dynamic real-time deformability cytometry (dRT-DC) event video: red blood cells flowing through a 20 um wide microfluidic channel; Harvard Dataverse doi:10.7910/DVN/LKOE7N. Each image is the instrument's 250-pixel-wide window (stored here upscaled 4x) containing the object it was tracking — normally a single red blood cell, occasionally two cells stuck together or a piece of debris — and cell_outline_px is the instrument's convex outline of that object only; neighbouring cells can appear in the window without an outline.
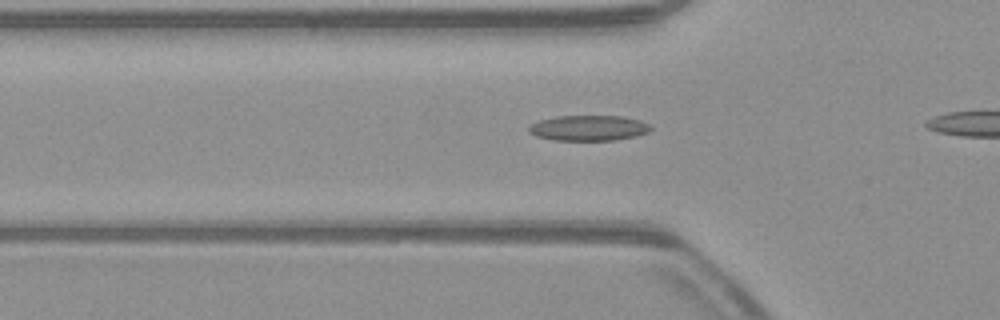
{"species": "common noctule bat (a hibernating species)", "species_latin": "Nyctalus noctula", "temperature_condition": "warm", "stored_images_in_passage": 26, "camera_frame_rate_fps": 3000, "um_per_image_px": 0.085, "animal": {"sex": "male", "body_mass_g": 23.1, "forearm_length_mm": 52.7}, "frame": {"image": 1, "passage_image": 5, "time_ms": 1.333, "image_size_px": [1000, 320], "cell_outline_px": [[652, 128], [648, 132], [636, 136], [616, 140], [556, 140], [536, 136], [528, 132], [528, 128], [532, 124], [540, 120], [556, 116], [624, 116], [640, 120], [648, 124]], "centroid_in_image_um": [50.05, 10.88], "position_along_channel_um": 75.8, "area_um2": 18.03}}
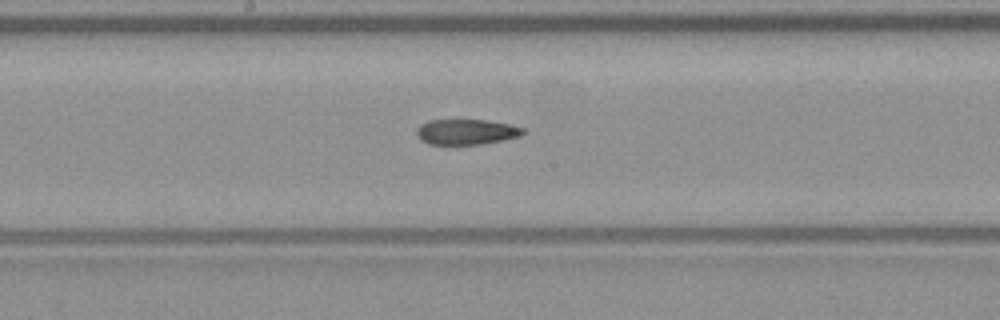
{"frame": {"image": 2, "passage_image": 15, "time_ms": 4.667, "image_size_px": [1000, 320], "cell_outline_px": [[528, 132], [520, 136], [504, 140], [484, 144], [428, 144], [420, 140], [416, 132], [416, 128], [420, 124], [428, 120], [488, 120], [512, 124], [524, 128]], "centroid_in_image_um": [39.68, 11.2], "position_along_channel_um": 208.5, "area_um2": 16.07}}
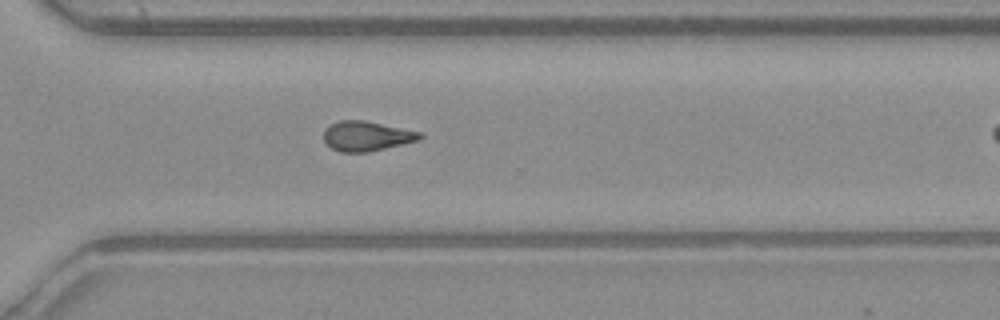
{"frame": {"image": 3, "passage_image": 25, "time_ms": 8.0, "image_size_px": [1000, 320], "cell_outline_px": [[424, 136], [420, 140], [368, 152], [340, 152], [332, 148], [324, 140], [324, 128], [340, 120], [364, 120], [420, 132]], "centroid_in_image_um": [31.16, 11.57], "position_along_channel_um": 339.4, "area_um2": 16.59}}